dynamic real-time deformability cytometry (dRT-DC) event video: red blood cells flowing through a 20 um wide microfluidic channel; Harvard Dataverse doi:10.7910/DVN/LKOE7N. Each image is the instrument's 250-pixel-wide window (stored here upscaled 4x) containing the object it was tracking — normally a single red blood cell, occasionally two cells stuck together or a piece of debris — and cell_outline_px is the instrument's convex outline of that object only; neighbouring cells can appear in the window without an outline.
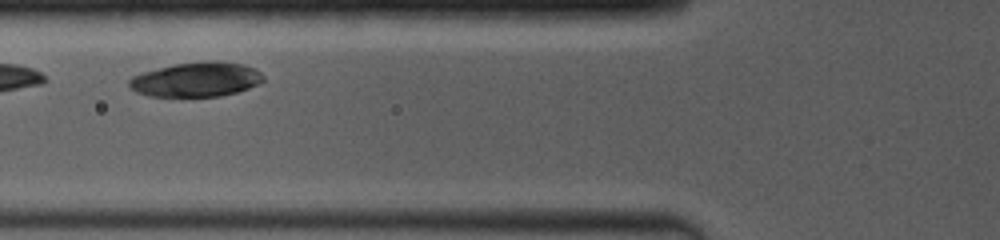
{"species": "common noctule bat (a hibernating species)", "species_latin": "Nyctalus noctula", "temperature_condition": "room temperature", "stored_images_in_passage": 4, "camera_frame_rate_fps": 4000, "um_per_image_px": 0.085, "animal": {"sex": "female", "body_mass_g": 19.0, "forearm_length_mm": 53.3}, "frame": {"image": 1, "passage_image": 3, "time_ms": 1.5, "image_size_px": [1000, 240], "cell_outline_px": [[264, 80], [248, 88], [236, 92], [220, 96], [148, 96], [136, 92], [128, 84], [128, 80], [132, 76], [144, 72], [176, 64], [216, 60], [244, 64], [256, 68], [264, 76]], "centroid_in_image_um": [16.71, 6.75], "position_along_channel_um": 109.1, "area_um2": 26.82}}